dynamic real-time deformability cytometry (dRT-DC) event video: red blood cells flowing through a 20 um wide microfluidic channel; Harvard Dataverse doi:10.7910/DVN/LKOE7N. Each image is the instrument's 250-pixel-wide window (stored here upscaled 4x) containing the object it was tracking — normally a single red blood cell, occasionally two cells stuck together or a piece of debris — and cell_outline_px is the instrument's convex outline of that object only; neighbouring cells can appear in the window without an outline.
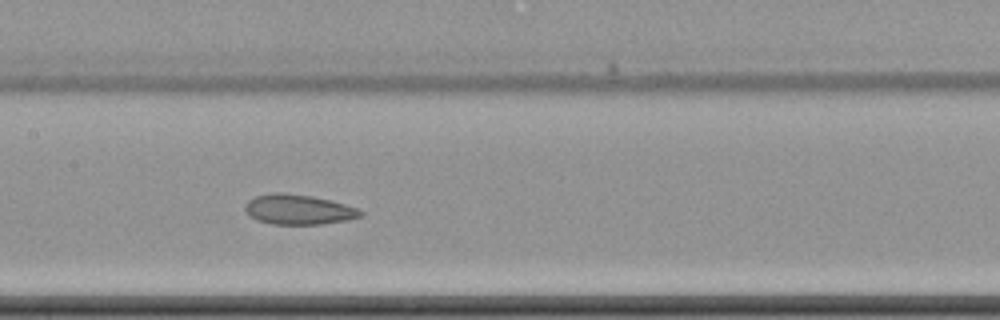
{"species": "common noctule bat (a hibernating species)", "species_latin": "Nyctalus noctula", "temperature_condition": "cold", "stored_images_in_passage": 12, "camera_frame_rate_fps": 3000, "um_per_image_px": 0.085, "animal": {"sex": "female", "body_mass_g": 22.7, "forearm_length_mm": 54.2}, "frame": {"image": 1, "passage_image": 9, "time_ms": 10.333, "image_size_px": [1000, 320], "cell_outline_px": [[364, 216], [348, 220], [320, 224], [272, 224], [256, 220], [248, 216], [244, 208], [244, 204], [248, 200], [256, 196], [276, 192], [284, 192], [312, 196], [344, 204], [356, 208], [364, 212]], "centroid_in_image_um": [25.34, 17.81], "position_along_channel_um": 182.1, "area_um2": 20.29}}
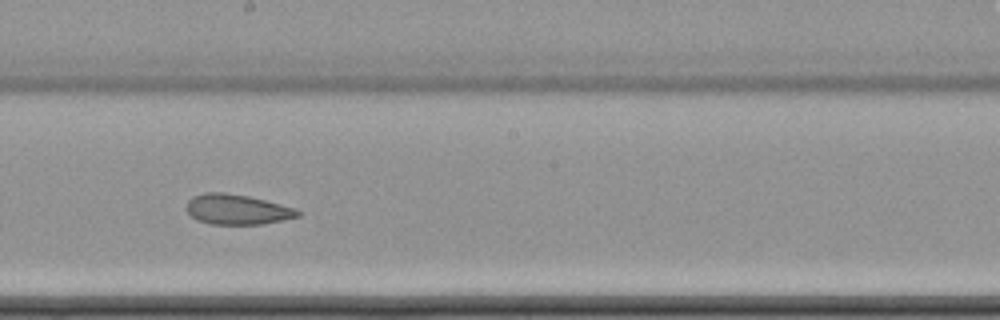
{"frame": {"image": 2, "passage_image": 10, "time_ms": 11.667, "image_size_px": [1000, 320], "cell_outline_px": [[300, 216], [284, 220], [264, 224], [208, 224], [196, 220], [184, 208], [188, 200], [192, 196], [204, 192], [224, 192], [248, 196], [296, 208], [300, 212]], "centroid_in_image_um": [20.12, 17.8], "position_along_channel_um": 228.1, "area_um2": 19.77}}
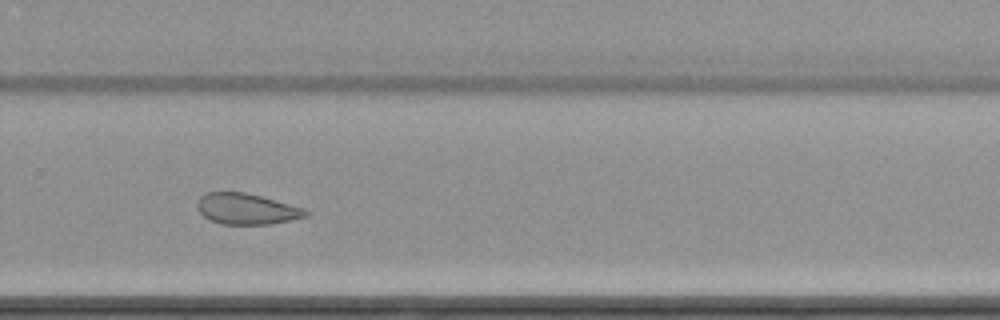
{"frame": {"image": 3, "passage_image": 12, "time_ms": 14.0, "image_size_px": [1000, 320], "cell_outline_px": [[312, 212], [308, 216], [268, 224], [220, 224], [208, 220], [196, 208], [196, 204], [200, 196], [208, 192], [244, 192], [260, 196], [304, 208]], "centroid_in_image_um": [20.94, 17.76], "position_along_channel_um": 308.9, "area_um2": 19.54}}